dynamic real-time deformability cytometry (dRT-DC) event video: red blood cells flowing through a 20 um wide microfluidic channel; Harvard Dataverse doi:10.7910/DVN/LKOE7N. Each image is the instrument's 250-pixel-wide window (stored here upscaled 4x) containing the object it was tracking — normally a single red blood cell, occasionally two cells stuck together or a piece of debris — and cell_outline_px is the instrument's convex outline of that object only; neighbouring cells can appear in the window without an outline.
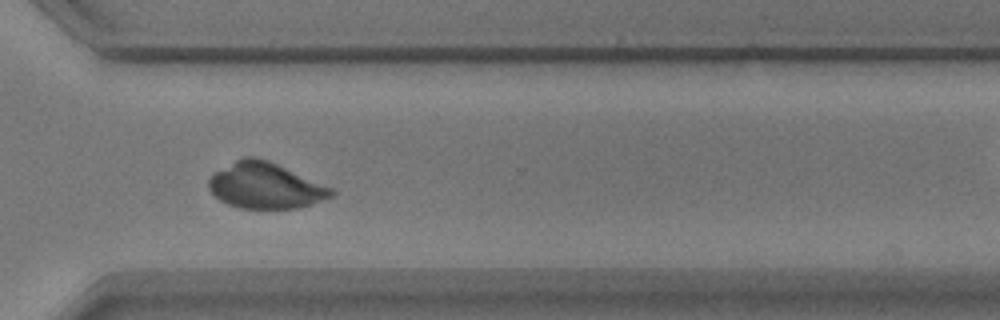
{"species": "common noctule bat (a hibernating species)", "species_latin": "Nyctalus noctula", "temperature_condition": "warm", "stored_images_in_passage": 40, "camera_frame_rate_fps": 3000, "um_per_image_px": 0.085, "animal": {"sex": "male", "body_mass_g": 17.9}, "frame": {"image": 1, "passage_image": 37, "time_ms": 12.0, "image_size_px": [1000, 320], "cell_outline_px": [[336, 192], [332, 196], [312, 204], [300, 208], [240, 208], [228, 204], [220, 200], [208, 188], [208, 176], [236, 160], [244, 156], [256, 156], [268, 160], [332, 188]], "centroid_in_image_um": [22.53, 15.78], "position_along_channel_um": 348.1, "area_um2": 32.6}}